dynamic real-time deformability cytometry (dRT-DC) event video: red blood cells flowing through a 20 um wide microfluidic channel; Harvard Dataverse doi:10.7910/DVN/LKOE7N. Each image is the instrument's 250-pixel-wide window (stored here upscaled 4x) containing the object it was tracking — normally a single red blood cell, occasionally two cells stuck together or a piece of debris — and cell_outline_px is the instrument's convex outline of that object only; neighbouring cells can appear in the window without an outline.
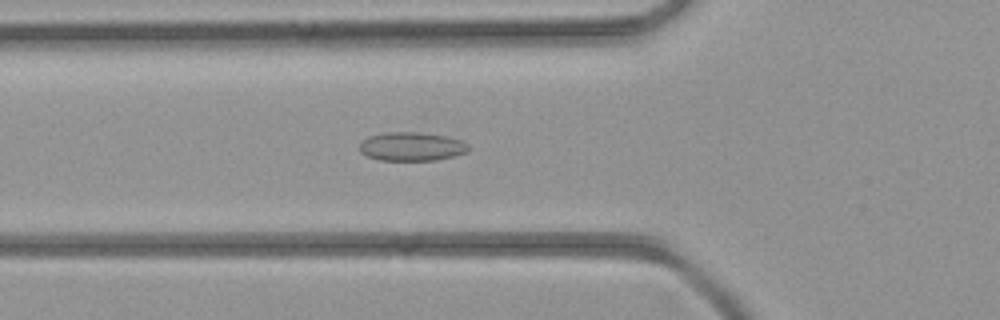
{"species": "common noctule bat (a hibernating species)", "species_latin": "Nyctalus noctula", "temperature_condition": "room temperature", "stored_images_in_passage": 35, "camera_frame_rate_fps": 3000, "um_per_image_px": 0.085, "animal": {"sex": "female", "body_mass_g": 21.9}, "frame": {"image": 1, "passage_image": 7, "time_ms": 2.0, "image_size_px": [1000, 320], "cell_outline_px": [[468, 152], [436, 160], [380, 160], [364, 156], [360, 152], [360, 144], [368, 136], [388, 132], [416, 132], [444, 136], [464, 140], [468, 144]], "centroid_in_image_um": [34.98, 12.46], "position_along_channel_um": 90.8, "area_um2": 18.21}}
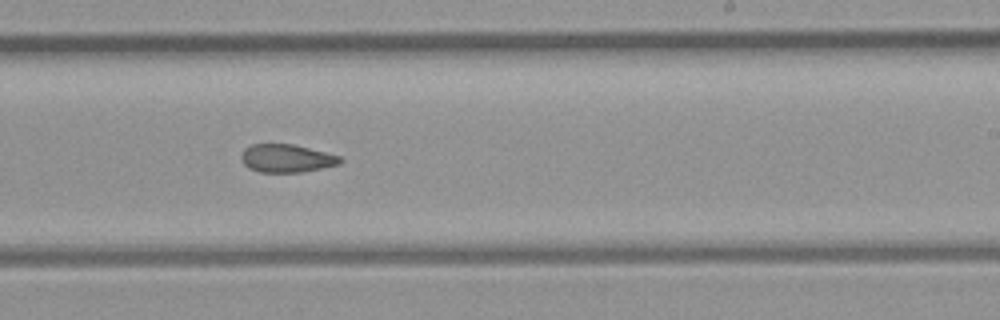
{"frame": {"image": 2, "passage_image": 18, "time_ms": 5.667, "image_size_px": [1000, 320], "cell_outline_px": [[344, 160], [340, 164], [300, 172], [260, 172], [248, 168], [244, 164], [240, 156], [244, 148], [252, 144], [292, 144], [340, 156]], "centroid_in_image_um": [24.33, 13.46], "position_along_channel_um": 264.7, "area_um2": 16.07}}
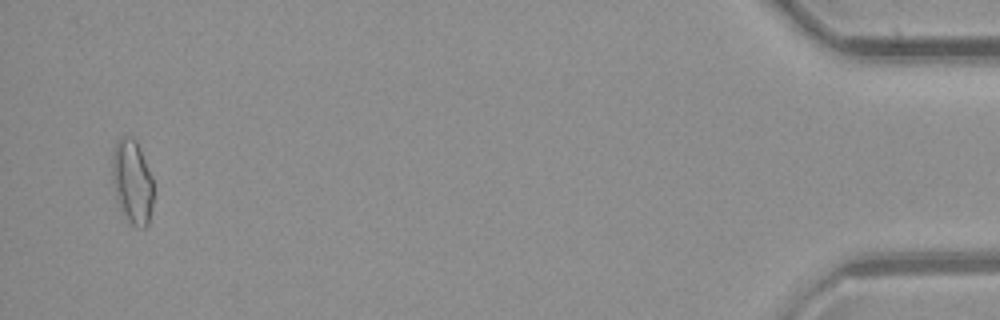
{"frame": {"image": 3, "passage_image": 34, "time_ms": 11.0, "image_size_px": [1000, 320], "cell_outline_px": [[152, 204], [148, 224], [144, 228], [136, 228], [124, 220], [116, 196], [112, 180], [112, 152], [120, 136], [132, 136], [136, 140], [140, 148], [152, 176]], "centroid_in_image_um": [11.23, 15.47], "position_along_channel_um": 424.0, "area_um2": 20.46}}